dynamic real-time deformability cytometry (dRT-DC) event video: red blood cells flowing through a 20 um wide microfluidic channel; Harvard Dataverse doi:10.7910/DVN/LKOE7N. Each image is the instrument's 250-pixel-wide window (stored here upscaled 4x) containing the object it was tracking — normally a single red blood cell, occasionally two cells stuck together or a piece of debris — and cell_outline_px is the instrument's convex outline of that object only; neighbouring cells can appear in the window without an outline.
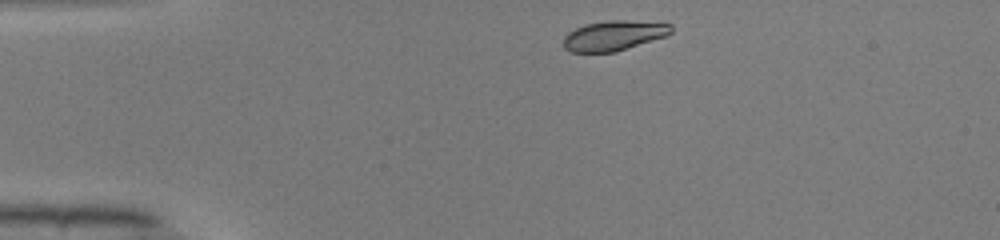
{"species": "common noctule bat (a hibernating species)", "species_latin": "Nyctalus noctula", "temperature_condition": "warm", "stored_images_in_passage": 34, "camera_frame_rate_fps": 3000, "um_per_image_px": 0.085, "animal": {"sex": "male", "body_mass_g": 19.0, "forearm_length_mm": 50.8}, "frame": {"image": 1, "passage_image": 1, "time_ms": 0.0, "image_size_px": [1000, 240], "cell_outline_px": [[672, 32], [668, 36], [616, 52], [572, 52], [564, 48], [564, 36], [568, 32], [584, 24], [608, 20], [624, 20], [672, 24]], "centroid_in_image_um": [52.19, 3.03], "position_along_channel_um": 32.8, "area_um2": 18.96}}
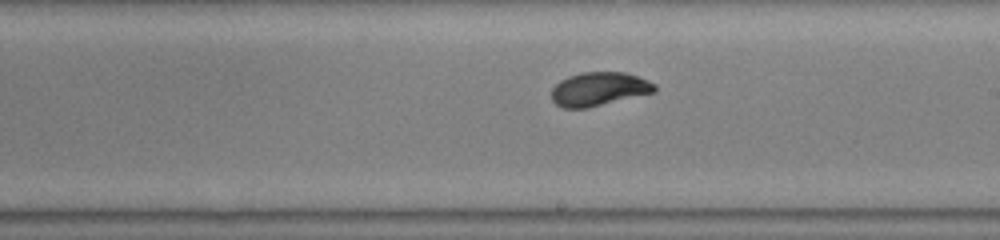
{"frame": {"image": 2, "passage_image": 20, "time_ms": 6.333, "image_size_px": [1000, 240], "cell_outline_px": [[656, 92], [588, 108], [560, 108], [552, 100], [552, 88], [560, 80], [568, 76], [580, 72], [624, 72], [648, 80], [656, 84]], "centroid_in_image_um": [50.91, 7.57], "position_along_channel_um": 238.1, "area_um2": 20.4}}
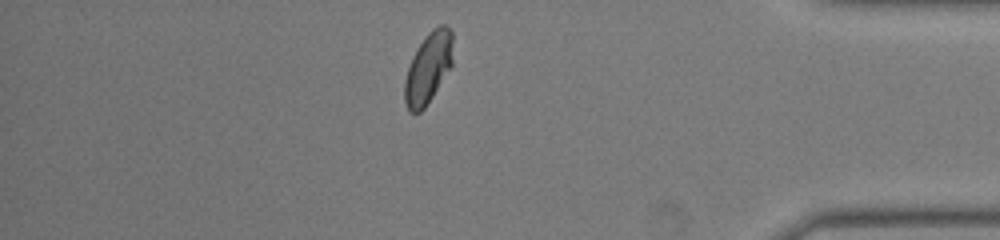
{"frame": {"image": 3, "passage_image": 34, "time_ms": 11.0, "image_size_px": [1000, 240], "cell_outline_px": [[452, 64], [432, 96], [424, 108], [420, 112], [408, 112], [404, 100], [404, 80], [412, 56], [428, 32], [432, 28], [440, 24], [444, 24], [452, 32]], "centroid_in_image_um": [36.38, 5.77], "position_along_channel_um": 398.8, "area_um2": 19.71}, "authors_computed_cell_mechanics": {"area_um2": 20.2011, "velocity_mm_per_s": 4.095, "shape_relaxation_time_tau1_ms": 3.005, "shape_relaxation_time_tau2_ms": null, "deformation_change_tau1": 0.148, "deformation_change_tau2": null}}